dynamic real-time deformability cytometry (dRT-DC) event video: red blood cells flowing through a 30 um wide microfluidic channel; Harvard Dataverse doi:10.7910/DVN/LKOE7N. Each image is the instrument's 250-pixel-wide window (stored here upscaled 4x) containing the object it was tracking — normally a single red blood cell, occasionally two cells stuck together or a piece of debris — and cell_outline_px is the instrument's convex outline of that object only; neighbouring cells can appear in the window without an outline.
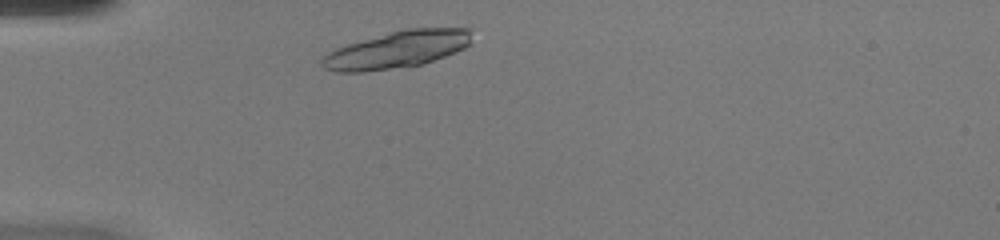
{"species": "common noctule bat (a hibernating species)", "species_latin": "Nyctalus noctula", "temperature_condition": "warm", "stored_images_in_passage": 36, "camera_frame_rate_fps": 3000, "um_per_image_px": 0.085, "animal": {"sex": "female", "body_mass_g": 20.0, "forearm_length_mm": 54.0}, "frame": {"image": 1, "passage_image": 2, "time_ms": 0.333, "image_size_px": [1000, 240], "cell_outline_px": [[472, 44], [456, 52], [424, 64], [408, 68], [364, 72], [336, 72], [324, 68], [320, 64], [320, 60], [328, 52], [336, 48], [348, 44], [392, 32], [408, 28], [472, 28]], "centroid_in_image_um": [33.79, 4.24], "position_along_channel_um": 51.2, "area_um2": 32.77}}